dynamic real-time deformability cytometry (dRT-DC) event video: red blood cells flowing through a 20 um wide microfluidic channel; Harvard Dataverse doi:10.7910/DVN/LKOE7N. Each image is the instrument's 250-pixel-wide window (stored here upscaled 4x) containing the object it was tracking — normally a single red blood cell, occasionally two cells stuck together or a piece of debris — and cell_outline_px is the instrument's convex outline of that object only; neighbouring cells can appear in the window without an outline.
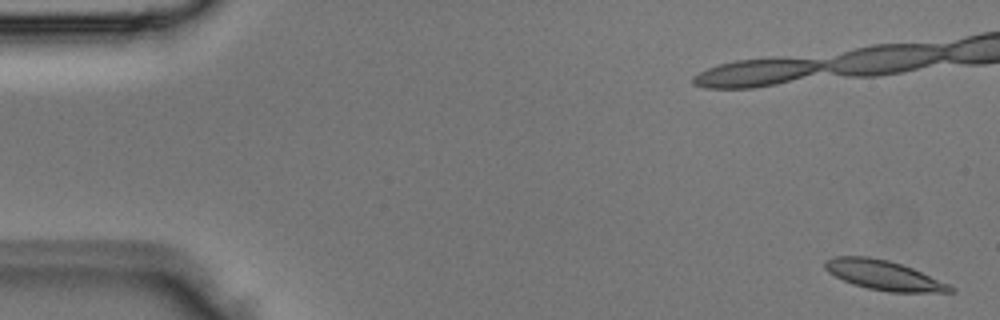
{"species": "Egyptian fruit bat (a non-hibernating species)", "species_latin": "Rousettus aegyptiacus", "temperature_condition": "room temperature", "stored_images_in_passage": 4, "camera_frame_rate_fps": 3000, "um_per_image_px": 0.085, "animal": {"sex": "male"}, "frame": {"image": 1, "passage_image": 1, "time_ms": 0.0, "image_size_px": [1000, 320], "cell_outline_px": [[956, 292], [888, 292], [868, 288], [852, 284], [828, 272], [824, 268], [824, 260], [832, 256], [868, 256], [888, 260], [912, 268], [948, 284], [956, 288]], "centroid_in_image_um": [75.09, 23.39], "position_along_channel_um": 9.9, "area_um2": 21.56}}